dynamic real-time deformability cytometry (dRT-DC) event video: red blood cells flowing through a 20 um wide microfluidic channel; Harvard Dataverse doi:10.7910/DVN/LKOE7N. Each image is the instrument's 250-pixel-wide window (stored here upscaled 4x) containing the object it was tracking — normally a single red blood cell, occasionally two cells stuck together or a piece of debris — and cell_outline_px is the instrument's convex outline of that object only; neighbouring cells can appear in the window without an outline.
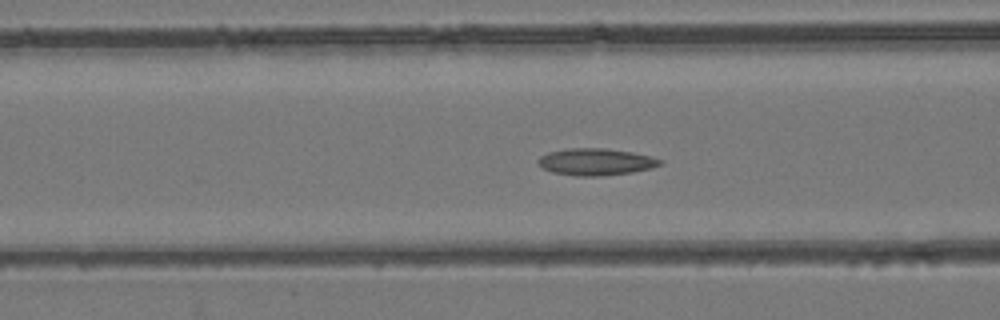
{"species": "common noctule bat (a hibernating species)", "species_latin": "Nyctalus noctula", "temperature_condition": "room temperature", "stored_images_in_passage": 54, "camera_frame_rate_fps": 3000, "um_per_image_px": 0.085, "animal": {"sex": "female", "body_mass_g": 24.6, "forearm_length_mm": 56.2}, "frame": {"image": 1, "passage_image": 22, "time_ms": 7.0, "image_size_px": [1000, 320], "cell_outline_px": [[664, 164], [652, 168], [632, 172], [600, 176], [576, 176], [552, 172], [544, 168], [536, 160], [540, 156], [548, 152], [568, 148], [604, 148], [632, 152], [664, 160]], "centroid_in_image_um": [50.66, 13.75], "position_along_channel_um": 115.9, "area_um2": 19.13}}
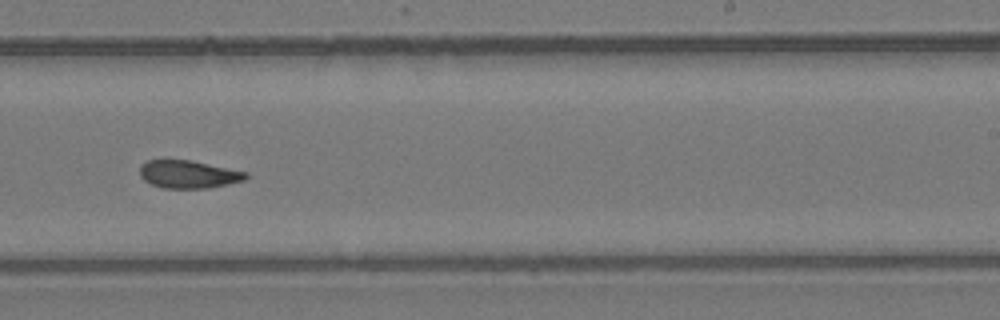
{"frame": {"image": 2, "passage_image": 34, "time_ms": 11.0, "image_size_px": [1000, 320], "cell_outline_px": [[248, 176], [244, 180], [228, 184], [208, 188], [160, 188], [144, 180], [140, 176], [140, 164], [148, 160], [164, 156], [192, 160], [248, 172]], "centroid_in_image_um": [15.95, 14.76], "position_along_channel_um": 273.0, "area_um2": 17.92}}
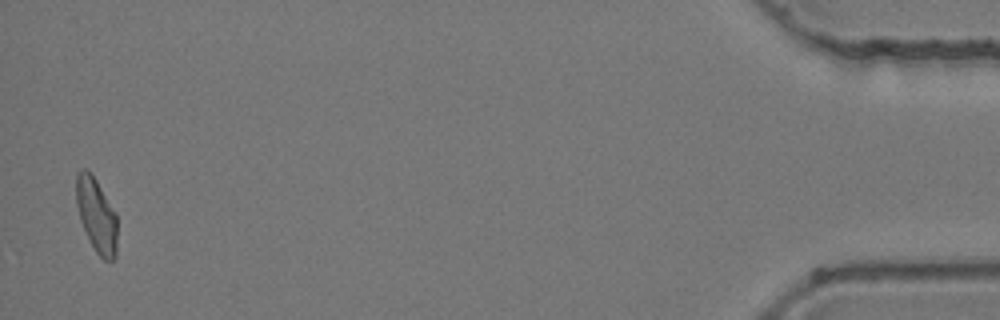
{"frame": {"image": 3, "passage_image": 53, "time_ms": 17.333, "image_size_px": [1000, 320], "cell_outline_px": [[116, 256], [112, 260], [104, 260], [96, 252], [80, 220], [76, 204], [76, 172], [84, 168], [96, 180], [116, 212]], "centroid_in_image_um": [8.19, 18.28], "position_along_channel_um": 427.0, "area_um2": 17.46}, "authors_computed_cell_mechanics": {"area_um2": 18.1781, "velocity_mm_per_s": 3.9386, "shape_relaxation_time_tau1_ms": null, "shape_relaxation_time_tau2_ms": 2.6676, "deformation_change_tau1": null, "deformation_change_tau2": 0.0885}}